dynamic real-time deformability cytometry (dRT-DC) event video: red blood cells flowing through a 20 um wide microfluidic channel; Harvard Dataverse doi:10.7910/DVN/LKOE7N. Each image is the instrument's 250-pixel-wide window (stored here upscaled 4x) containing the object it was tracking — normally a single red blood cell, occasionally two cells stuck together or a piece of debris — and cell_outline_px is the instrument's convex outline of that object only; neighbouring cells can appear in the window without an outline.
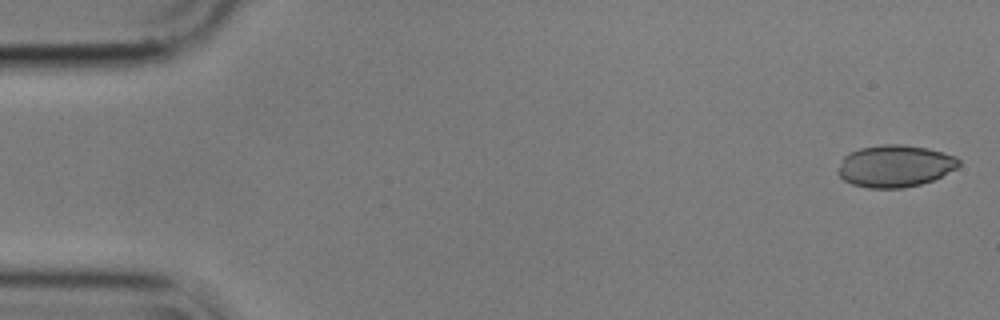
{"species": "common noctule bat (a hibernating species)", "species_latin": "Nyctalus noctula", "temperature_condition": "cold", "stored_images_in_passage": 55, "camera_frame_rate_fps": 3000, "um_per_image_px": 0.085, "animal": {"sex": "male", "body_mass_g": 17.9}, "frame": {"image": 1, "passage_image": 2, "time_ms": 0.333, "image_size_px": [1000, 320], "cell_outline_px": [[960, 164], [956, 168], [932, 180], [920, 184], [904, 188], [868, 188], [852, 184], [844, 180], [836, 172], [844, 156], [848, 152], [860, 148], [884, 144], [900, 144], [928, 148], [956, 156], [960, 160]], "centroid_in_image_um": [76.05, 14.11], "position_along_channel_um": 8.9, "area_um2": 29.59}}
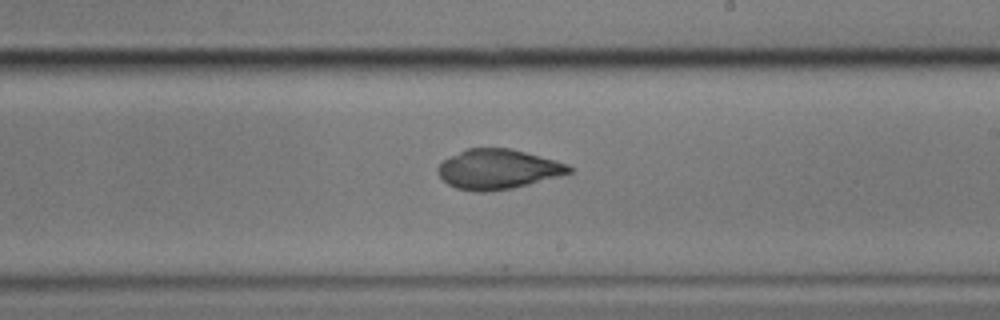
{"frame": {"image": 2, "passage_image": 32, "time_ms": 10.333, "image_size_px": [1000, 320], "cell_outline_px": [[572, 172], [560, 176], [512, 188], [488, 192], [476, 192], [456, 188], [448, 184], [436, 172], [436, 168], [448, 156], [468, 148], [508, 148], [556, 160], [568, 164], [572, 168]], "centroid_in_image_um": [42.3, 14.38], "position_along_channel_um": 246.7, "area_um2": 30.4}}
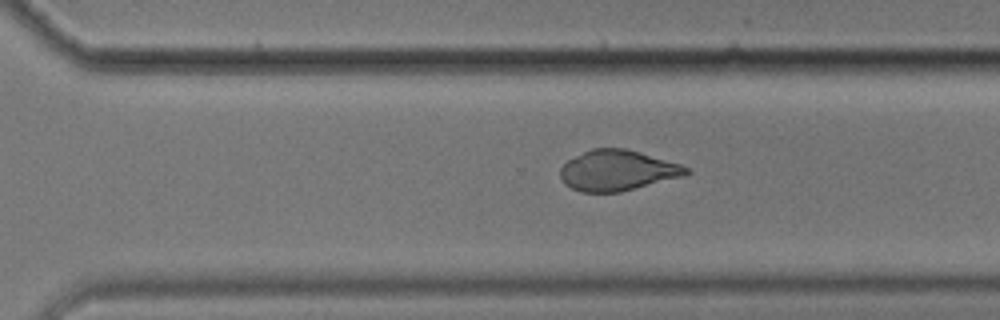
{"frame": {"image": 3, "passage_image": 38, "time_ms": 12.333, "image_size_px": [1000, 320], "cell_outline_px": [[692, 172], [680, 176], [620, 192], [580, 192], [564, 184], [560, 176], [560, 168], [568, 160], [592, 148], [624, 148], [640, 152], [680, 164], [688, 168]], "centroid_in_image_um": [52.44, 14.48], "position_along_channel_um": 318.2, "area_um2": 29.36}}